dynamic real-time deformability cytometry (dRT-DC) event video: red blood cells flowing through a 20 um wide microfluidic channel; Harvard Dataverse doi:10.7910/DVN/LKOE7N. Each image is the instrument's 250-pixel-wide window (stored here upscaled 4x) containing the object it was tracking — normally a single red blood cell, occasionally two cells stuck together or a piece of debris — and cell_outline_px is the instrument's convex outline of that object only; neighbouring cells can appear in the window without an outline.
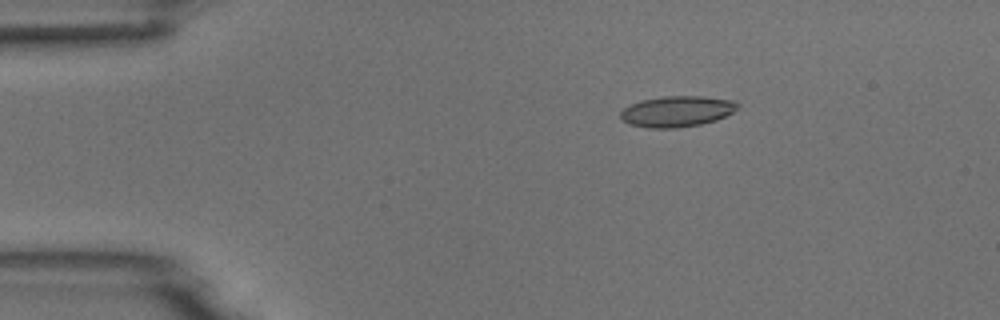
{"species": "common noctule bat (a hibernating species)", "species_latin": "Nyctalus noctula", "temperature_condition": "room temperature", "stored_images_in_passage": 5, "camera_frame_rate_fps": 3000, "um_per_image_px": 0.085, "animal": {"sex": "male", "body_mass_g": 18.8}, "frame": {"image": 1, "passage_image": 3, "time_ms": 2.333, "image_size_px": [1000, 320], "cell_outline_px": [[740, 108], [716, 120], [700, 124], [676, 128], [648, 128], [628, 124], [620, 116], [620, 112], [624, 108], [632, 104], [644, 100], [664, 96], [704, 96], [736, 100], [740, 104]], "centroid_in_image_um": [57.59, 9.46], "position_along_channel_um": 27.4, "area_um2": 21.1}}